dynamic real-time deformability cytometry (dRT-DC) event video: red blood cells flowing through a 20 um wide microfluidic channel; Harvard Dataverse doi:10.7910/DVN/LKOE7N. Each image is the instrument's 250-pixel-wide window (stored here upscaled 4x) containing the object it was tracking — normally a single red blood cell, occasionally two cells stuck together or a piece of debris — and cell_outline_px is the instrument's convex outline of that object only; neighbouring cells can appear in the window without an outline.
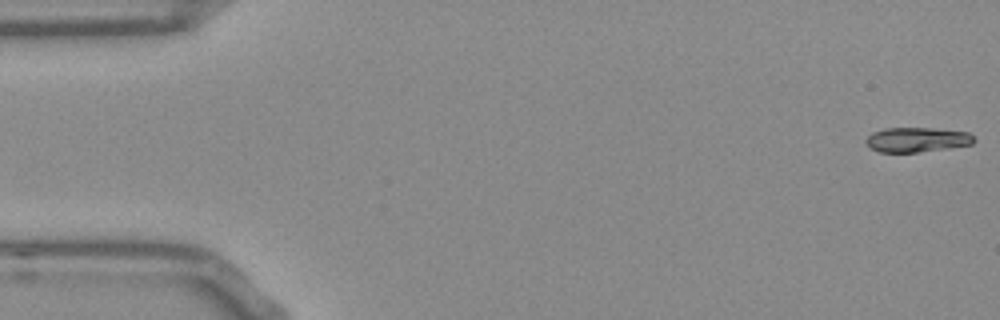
{"species": "Egyptian fruit bat (a non-hibernating species)", "species_latin": "Rousettus aegyptiacus", "temperature_condition": "room temperature", "stored_images_in_passage": 53, "camera_frame_rate_fps": 3000, "um_per_image_px": 0.085, "frame": {"image": 1, "passage_image": 1, "time_ms": 0.0, "image_size_px": [1000, 320], "cell_outline_px": [[976, 140], [972, 144], [916, 152], [880, 152], [872, 148], [864, 140], [872, 132], [884, 128], [932, 128], [968, 132]], "centroid_in_image_um": [77.92, 11.86], "position_along_channel_um": 7.1, "area_um2": 15.32}}
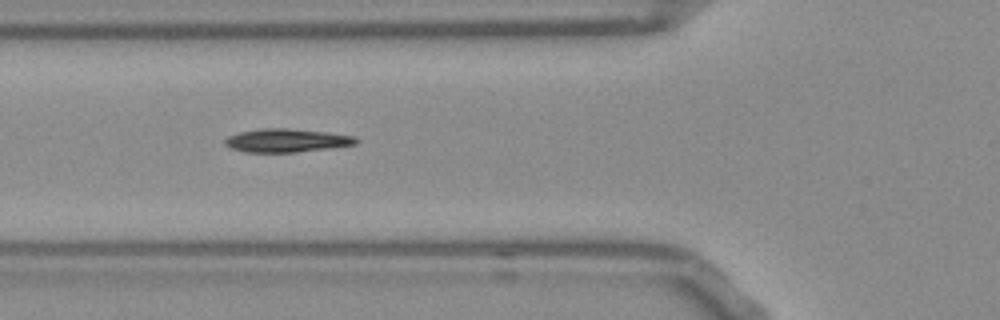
{"frame": {"image": 2, "passage_image": 19, "time_ms": 6.0, "image_size_px": [1000, 320], "cell_outline_px": [[360, 140], [356, 144], [328, 148], [296, 152], [248, 152], [232, 148], [224, 144], [224, 140], [228, 136], [240, 132], [260, 128], [288, 128], [328, 132], [356, 136]], "centroid_in_image_um": [24.39, 11.93], "position_along_channel_um": 101.4, "area_um2": 17.86}}
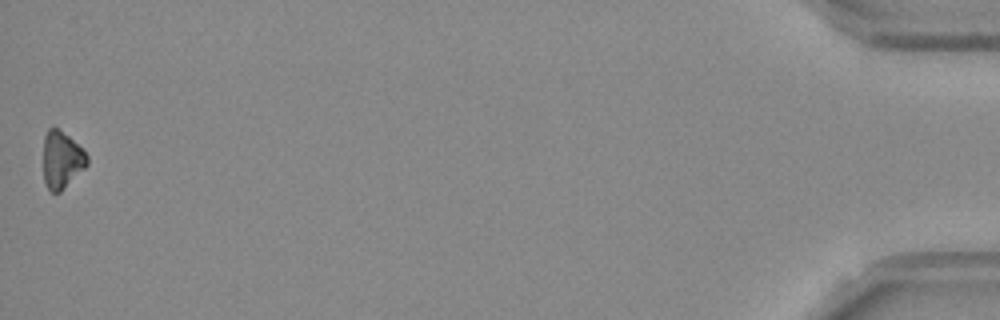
{"frame": {"image": 3, "passage_image": 53, "time_ms": 17.333, "image_size_px": [1000, 320], "cell_outline_px": [[88, 164], [60, 192], [52, 192], [48, 188], [44, 180], [44, 136], [48, 128], [56, 128], [68, 136], [88, 156]], "centroid_in_image_um": [5.23, 13.59], "position_along_channel_um": 430.0, "area_um2": 14.16}, "authors_computed_cell_mechanics": {"area_um2": 16.8198, "velocity_mm_per_s": 3.7965, "shape_relaxation_time_tau1_ms": 9.9885, "shape_relaxation_time_tau2_ms": 11.1755, "deformation_change_tau1": 0.191, "deformation_change_tau2": 0.1914}}